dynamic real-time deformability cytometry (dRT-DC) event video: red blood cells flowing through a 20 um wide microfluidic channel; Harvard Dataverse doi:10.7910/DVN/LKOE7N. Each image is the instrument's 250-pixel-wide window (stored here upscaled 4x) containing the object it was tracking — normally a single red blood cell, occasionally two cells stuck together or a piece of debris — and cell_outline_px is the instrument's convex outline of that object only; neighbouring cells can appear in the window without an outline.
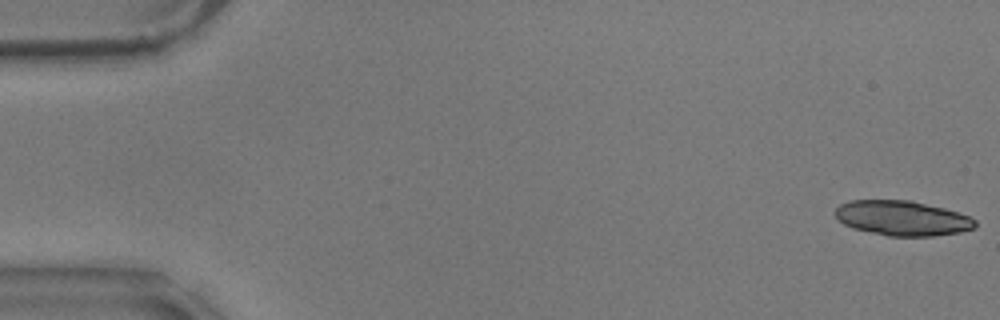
{"species": "common noctule bat (a hibernating species)", "species_latin": "Nyctalus noctula", "temperature_condition": "warm", "stored_images_in_passage": 21, "camera_frame_rate_fps": 3000, "um_per_image_px": 0.085, "animal": {"sex": "male", "body_mass_g": 17.9}, "frame": {"image": 1, "passage_image": 1, "time_ms": 0.0, "image_size_px": [1000, 320], "cell_outline_px": [[976, 228], [960, 232], [932, 236], [888, 236], [852, 228], [844, 224], [832, 212], [840, 204], [852, 200], [908, 200], [944, 208], [968, 216], [976, 220]], "centroid_in_image_um": [76.68, 18.54], "position_along_channel_um": 8.3, "area_um2": 28.38}}